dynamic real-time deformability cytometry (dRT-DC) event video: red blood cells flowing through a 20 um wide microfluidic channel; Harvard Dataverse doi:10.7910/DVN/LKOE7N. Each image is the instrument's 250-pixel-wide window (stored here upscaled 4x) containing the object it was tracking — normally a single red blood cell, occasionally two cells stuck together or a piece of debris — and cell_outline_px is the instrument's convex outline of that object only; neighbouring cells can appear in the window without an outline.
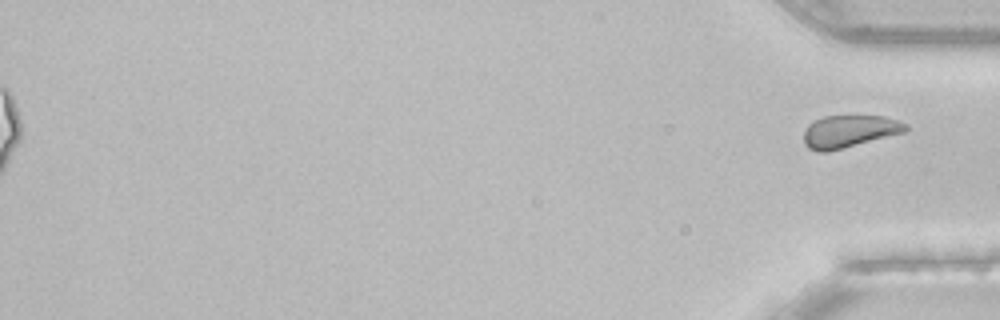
{"species": "common noctule bat (a hibernating species)", "species_latin": "Nyctalus noctula", "temperature_condition": "room temperature", "stored_images_in_passage": 45, "segment_of_instrument_passage": [2, 2], "camera_frame_rate_fps": 3000, "um_per_image_px": 0.085, "animal": {"sex": "female", "body_mass_g": 22.7, "forearm_length_mm": 54.2}, "frame": {"image": 1, "passage_image": 45, "time_ms": 14.667, "image_size_px": [1000, 320], "cell_outline_px": [[908, 128], [904, 132], [828, 152], [816, 152], [808, 148], [804, 144], [804, 132], [808, 124], [824, 116], [884, 116], [908, 124]], "centroid_in_image_um": [72.16, 11.17], "position_along_channel_um": 363.0, "area_um2": 19.13}}